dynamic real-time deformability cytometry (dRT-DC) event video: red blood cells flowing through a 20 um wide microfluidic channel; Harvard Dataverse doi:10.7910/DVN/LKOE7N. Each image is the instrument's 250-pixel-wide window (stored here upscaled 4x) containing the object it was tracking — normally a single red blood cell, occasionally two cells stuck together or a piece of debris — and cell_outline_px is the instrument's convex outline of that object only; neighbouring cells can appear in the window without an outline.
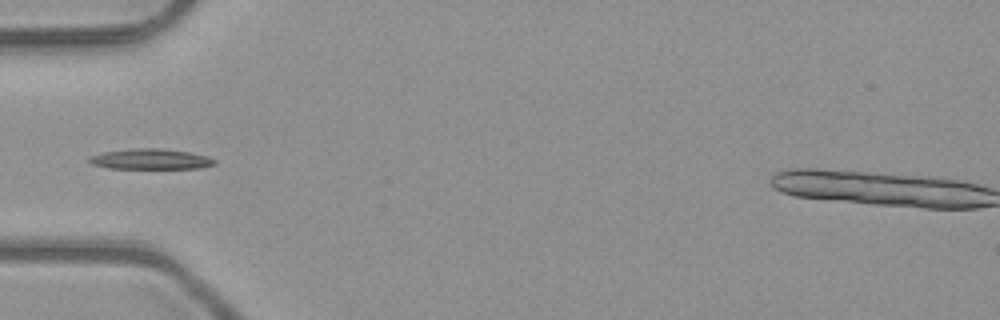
{"species": "common noctule bat (a hibernating species)", "species_latin": "Nyctalus noctula", "temperature_condition": "room temperature", "stored_images_in_passage": 2, "camera_frame_rate_fps": 3000, "um_per_image_px": 0.085, "animal": {"sex": "male", "body_mass_g": 23.1, "forearm_length_mm": 52.7}, "frame": {"image": 1, "passage_image": 2, "time_ms": 0.333, "image_size_px": [1000, 320], "cell_outline_px": [[216, 164], [200, 168], [108, 168], [92, 164], [88, 160], [88, 156], [100, 152], [132, 148], [164, 148], [188, 152], [208, 156], [216, 160]], "centroid_in_image_um": [12.77, 13.51], "position_along_channel_um": 72.2, "area_um2": 15.09}}